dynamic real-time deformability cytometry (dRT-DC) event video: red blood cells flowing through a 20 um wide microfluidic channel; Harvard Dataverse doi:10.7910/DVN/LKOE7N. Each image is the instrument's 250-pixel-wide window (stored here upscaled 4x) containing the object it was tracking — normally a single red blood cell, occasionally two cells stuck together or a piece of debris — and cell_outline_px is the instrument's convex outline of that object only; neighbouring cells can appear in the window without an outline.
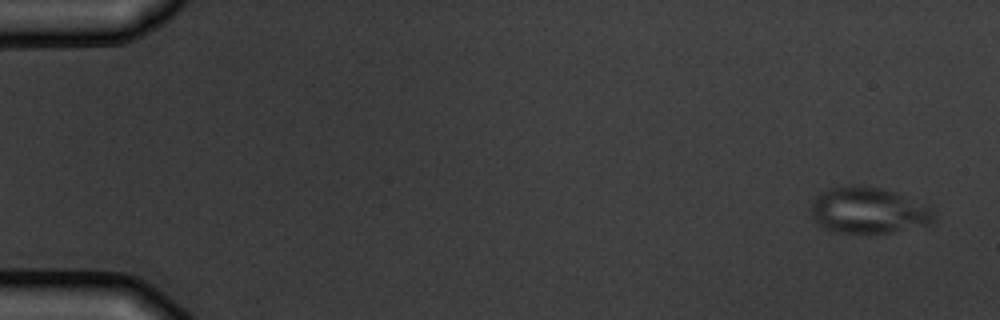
{"species": "common noctule bat (a hibernating species)", "species_latin": "Nyctalus noctula", "temperature_condition": "warm", "stored_images_in_passage": 5, "camera_frame_rate_fps": 3000, "um_per_image_px": 0.085, "animal": {"sex": "male", "body_mass_g": 19.5, "forearm_length_mm": 54.6}, "frame": {"image": 1, "passage_image": 1, "time_ms": 0.0, "image_size_px": [1000, 320], "cell_outline_px": [[936, 216], [932, 224], [892, 232], [840, 232], [828, 228], [820, 224], [812, 216], [812, 204], [816, 196], [828, 188], [844, 184], [856, 184], [880, 188], [896, 192], [928, 204], [932, 208]], "centroid_in_image_um": [73.89, 17.84], "position_along_channel_um": 11.1, "area_um2": 33.18}}